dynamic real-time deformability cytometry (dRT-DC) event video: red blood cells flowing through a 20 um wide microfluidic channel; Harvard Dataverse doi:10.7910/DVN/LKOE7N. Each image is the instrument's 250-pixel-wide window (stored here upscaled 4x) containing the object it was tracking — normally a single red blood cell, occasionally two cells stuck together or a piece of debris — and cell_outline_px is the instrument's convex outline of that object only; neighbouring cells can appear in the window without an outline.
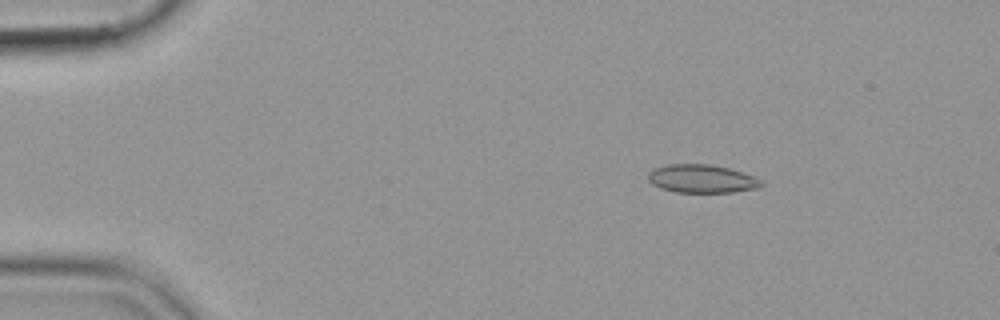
{"species": "common noctule bat (a hibernating species)", "species_latin": "Nyctalus noctula", "temperature_condition": "cold", "stored_images_in_passage": 55, "camera_frame_rate_fps": 3000, "um_per_image_px": 0.085, "animal": {"sex": "female", "body_mass_g": 19.9}, "frame": {"image": 1, "passage_image": 9, "time_ms": 2.667, "image_size_px": [1000, 320], "cell_outline_px": [[764, 184], [756, 188], [732, 192], [676, 192], [660, 188], [652, 184], [648, 180], [648, 172], [652, 168], [668, 164], [708, 164], [728, 168], [752, 176], [760, 180]], "centroid_in_image_um": [59.58, 15.19], "position_along_channel_um": 25.4, "area_um2": 18.5}}
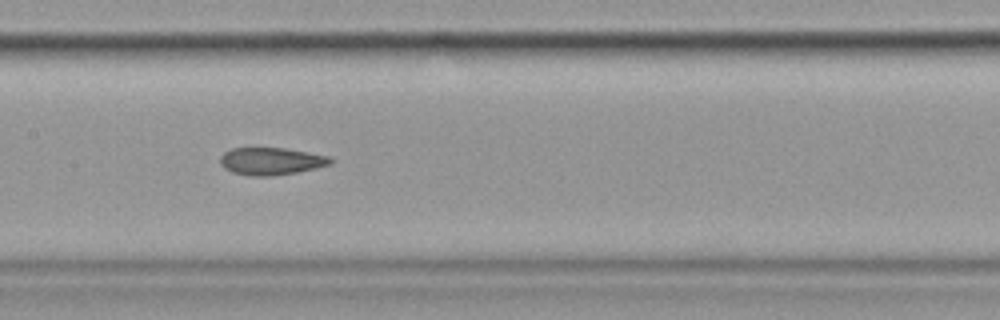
{"frame": {"image": 2, "passage_image": 28, "time_ms": 9.0, "image_size_px": [1000, 320], "cell_outline_px": [[336, 160], [332, 164], [316, 168], [296, 172], [272, 176], [252, 176], [232, 172], [224, 168], [220, 164], [220, 156], [224, 152], [232, 148], [284, 148], [308, 152], [328, 156]], "centroid_in_image_um": [23.06, 13.7], "position_along_channel_um": 184.3, "area_um2": 17.69}}
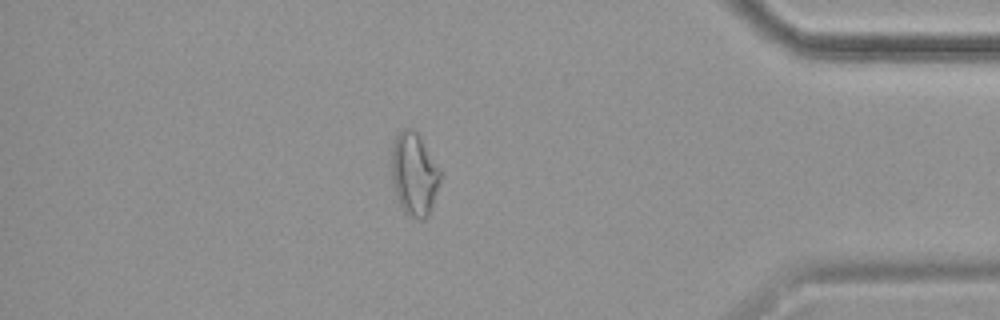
{"frame": {"image": 3, "passage_image": 48, "time_ms": 15.667, "image_size_px": [1000, 320], "cell_outline_px": [[440, 180], [428, 216], [424, 220], [420, 220], [408, 216], [404, 212], [396, 196], [392, 180], [392, 140], [404, 128], [412, 128], [420, 136], [440, 168]], "centroid_in_image_um": [35.19, 14.8], "position_along_channel_um": 400.0, "area_um2": 23.52}}